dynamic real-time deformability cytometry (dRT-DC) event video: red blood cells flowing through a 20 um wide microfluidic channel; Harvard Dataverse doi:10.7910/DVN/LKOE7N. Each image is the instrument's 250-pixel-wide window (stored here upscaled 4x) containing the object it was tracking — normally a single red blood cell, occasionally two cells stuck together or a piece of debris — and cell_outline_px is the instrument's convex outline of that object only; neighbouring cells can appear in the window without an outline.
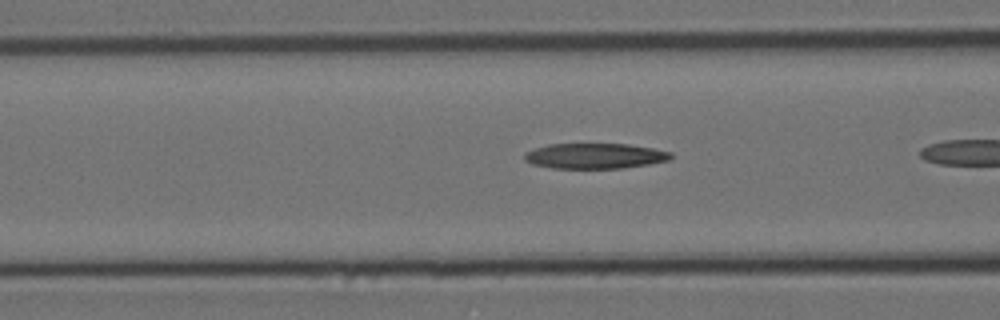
{"species": "Egyptian fruit bat (a non-hibernating species)", "species_latin": "Rousettus aegyptiacus", "temperature_condition": "cold", "stored_images_in_passage": 11, "camera_frame_rate_fps": 3000, "um_per_image_px": 0.085, "animal": {"sex": "female"}, "frame": {"image": 1, "passage_image": 7, "time_ms": 2.0, "image_size_px": [1000, 320], "cell_outline_px": [[672, 156], [668, 160], [648, 164], [624, 168], [552, 168], [532, 164], [524, 160], [524, 152], [548, 144], [628, 144], [652, 148], [672, 152]], "centroid_in_image_um": [50.54, 13.25], "position_along_channel_um": 116.1, "area_um2": 21.62}}